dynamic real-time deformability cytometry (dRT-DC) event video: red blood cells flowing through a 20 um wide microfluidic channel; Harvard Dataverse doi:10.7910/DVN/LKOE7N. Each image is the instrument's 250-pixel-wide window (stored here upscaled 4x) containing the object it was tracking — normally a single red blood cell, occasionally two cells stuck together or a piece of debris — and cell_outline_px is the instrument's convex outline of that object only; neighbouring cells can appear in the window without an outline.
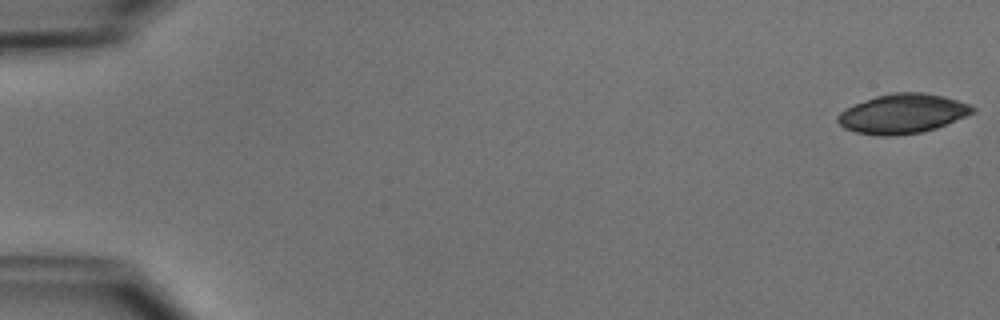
{"species": "common noctule bat (a hibernating species)", "species_latin": "Nyctalus noctula", "temperature_condition": "cold", "stored_images_in_passage": 14, "camera_frame_rate_fps": 3000, "um_per_image_px": 0.085, "animal": {"sex": "male", "body_mass_g": 15.6}, "frame": {"image": 1, "passage_image": 1, "time_ms": 0.0, "image_size_px": [1000, 320], "cell_outline_px": [[976, 112], [936, 128], [920, 132], [892, 136], [880, 136], [856, 132], [844, 128], [836, 120], [836, 116], [840, 112], [856, 104], [876, 96], [892, 92], [924, 92], [944, 96], [968, 104], [976, 108]], "centroid_in_image_um": [76.73, 9.66], "position_along_channel_um": 8.3, "area_um2": 30.87}}
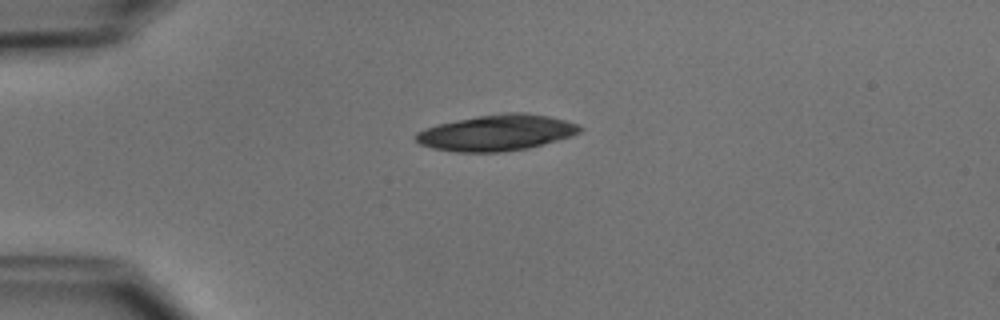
{"frame": {"image": 2, "passage_image": 13, "time_ms": 4.0, "image_size_px": [1000, 320], "cell_outline_px": [[584, 128], [580, 132], [572, 136], [528, 148], [500, 152], [456, 152], [432, 148], [420, 144], [412, 136], [416, 132], [424, 128], [456, 120], [504, 112], [524, 112], [548, 116], [564, 120], [576, 124]], "centroid_in_image_um": [42.19, 11.28], "position_along_channel_um": 42.8, "area_um2": 34.33}}